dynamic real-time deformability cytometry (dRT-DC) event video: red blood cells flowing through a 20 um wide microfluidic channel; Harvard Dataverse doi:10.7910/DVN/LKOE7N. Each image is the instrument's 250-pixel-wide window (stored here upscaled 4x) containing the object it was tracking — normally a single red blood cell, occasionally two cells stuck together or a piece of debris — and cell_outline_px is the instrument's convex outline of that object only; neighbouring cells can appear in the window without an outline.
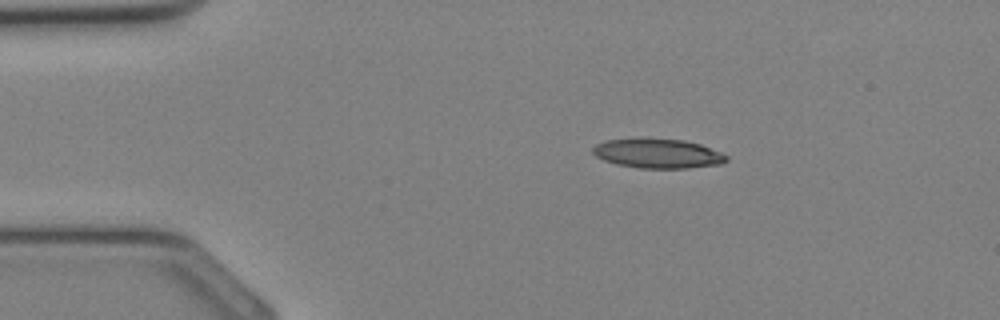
{"species": "Egyptian fruit bat (a non-hibernating species)", "species_latin": "Rousettus aegyptiacus", "temperature_condition": "cold", "stored_images_in_passage": 29, "camera_frame_rate_fps": 3000, "um_per_image_px": 0.085, "animal": {"sex": "female"}, "frame": {"image": 1, "passage_image": 1, "time_ms": 0.0, "image_size_px": [1000, 320], "cell_outline_px": [[728, 160], [720, 164], [688, 168], [640, 168], [616, 164], [604, 160], [596, 156], [592, 152], [592, 148], [596, 144], [608, 140], [684, 140], [700, 144], [720, 152], [728, 156]], "centroid_in_image_um": [55.94, 13.08], "position_along_channel_um": 29.1, "area_um2": 22.31}}
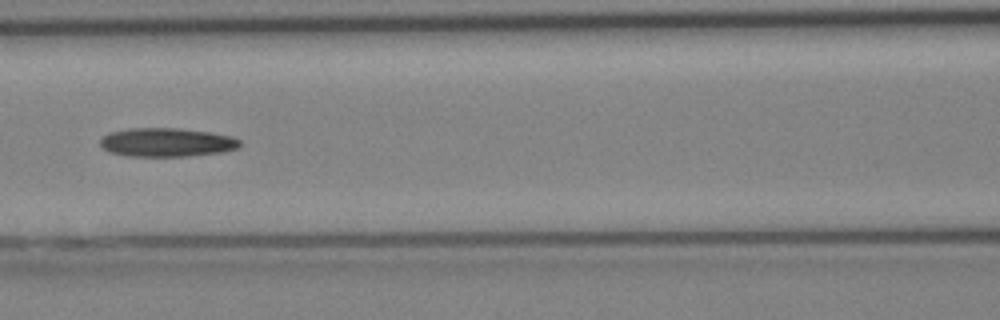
{"frame": {"image": 2, "passage_image": 10, "time_ms": 3.0, "image_size_px": [1000, 320], "cell_outline_px": [[240, 144], [236, 148], [224, 152], [188, 156], [128, 156], [112, 152], [104, 148], [100, 144], [100, 140], [104, 136], [112, 132], [128, 128], [176, 128], [208, 132], [232, 136], [240, 140]], "centroid_in_image_um": [14.19, 12.1], "position_along_channel_um": 152.4, "area_um2": 23.18}}
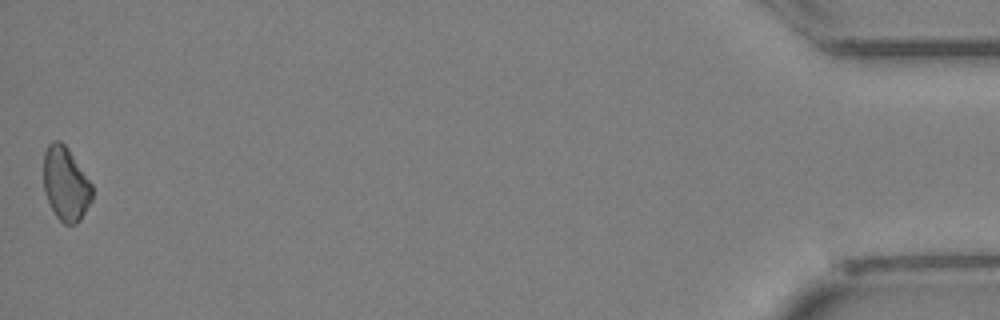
{"frame": {"image": 3, "passage_image": 29, "time_ms": 9.333, "image_size_px": [1000, 320], "cell_outline_px": [[92, 200], [80, 220], [76, 224], [64, 224], [56, 216], [44, 192], [44, 152], [48, 144], [52, 140], [60, 140], [68, 148], [92, 184]], "centroid_in_image_um": [5.58, 15.62], "position_along_channel_um": 429.6, "area_um2": 20.87}}